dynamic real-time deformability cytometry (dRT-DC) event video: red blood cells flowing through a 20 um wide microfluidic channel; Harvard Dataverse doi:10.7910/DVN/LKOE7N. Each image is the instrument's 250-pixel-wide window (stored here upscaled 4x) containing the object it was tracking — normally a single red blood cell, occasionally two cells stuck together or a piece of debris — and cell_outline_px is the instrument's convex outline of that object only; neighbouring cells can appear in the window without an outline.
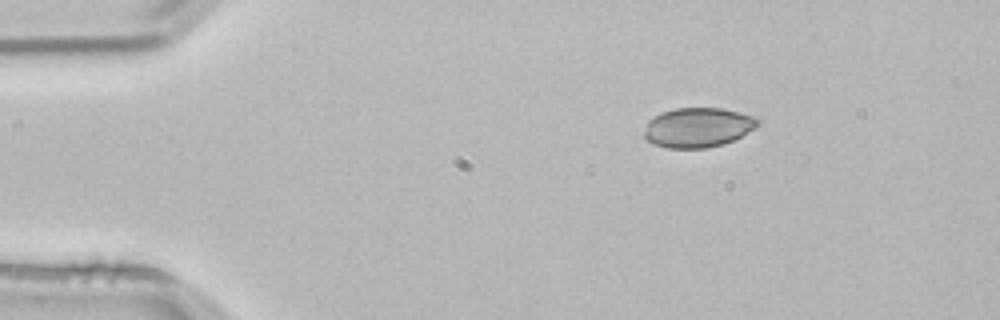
{"species": "common noctule bat (a hibernating species)", "species_latin": "Nyctalus noctula", "temperature_condition": "room temperature", "stored_images_in_passage": 3, "camera_frame_rate_fps": 3000, "um_per_image_px": 0.085, "animal": {"sex": "male", "body_mass_g": 21.5, "forearm_length_mm": 52.0}, "frame": {"image": 1, "passage_image": 1, "time_ms": 0.0, "image_size_px": [1000, 320], "cell_outline_px": [[760, 120], [756, 128], [724, 144], [704, 148], [668, 148], [652, 144], [644, 136], [644, 132], [648, 120], [652, 116], [660, 112], [676, 108], [720, 108], [752, 116]], "centroid_in_image_um": [59.27, 10.83], "position_along_channel_um": 25.7, "area_um2": 26.18}}
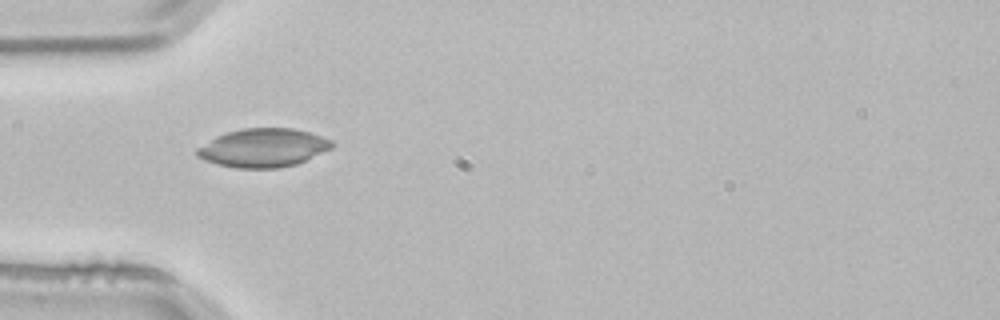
{"frame": {"image": 2, "passage_image": 3, "time_ms": 0.667, "image_size_px": [1000, 320], "cell_outline_px": [[332, 148], [296, 164], [280, 168], [236, 168], [216, 164], [204, 160], [196, 156], [196, 148], [216, 136], [228, 132], [244, 128], [292, 128], [308, 132], [332, 140]], "centroid_in_image_um": [22.34, 12.57], "position_along_channel_um": 62.7, "area_um2": 30.17}}